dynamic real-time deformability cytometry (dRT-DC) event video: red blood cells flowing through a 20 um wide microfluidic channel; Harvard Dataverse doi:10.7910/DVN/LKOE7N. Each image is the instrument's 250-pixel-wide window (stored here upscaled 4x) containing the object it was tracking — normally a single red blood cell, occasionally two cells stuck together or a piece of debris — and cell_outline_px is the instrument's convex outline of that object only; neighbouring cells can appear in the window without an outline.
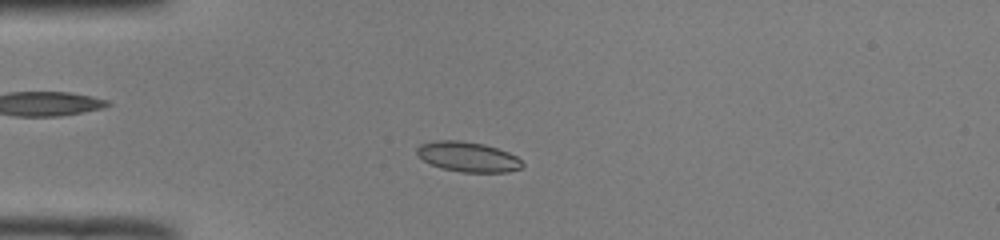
{"species": "common noctule bat (a hibernating species)", "species_latin": "Nyctalus noctula", "temperature_condition": "room temperature", "stored_images_in_passage": 46, "camera_frame_rate_fps": 3000, "um_per_image_px": 0.085, "animal": {"sex": "male", "body_mass_g": 19.0, "forearm_length_mm": 50.8}, "frame": {"image": 1, "passage_image": 9, "time_ms": 2.667, "image_size_px": [1000, 240], "cell_outline_px": [[524, 164], [520, 168], [508, 172], [460, 172], [440, 168], [424, 160], [416, 152], [416, 148], [420, 144], [436, 140], [460, 140], [484, 144], [508, 152], [516, 156]], "centroid_in_image_um": [39.76, 13.32], "position_along_channel_um": 45.2, "area_um2": 18.38}}
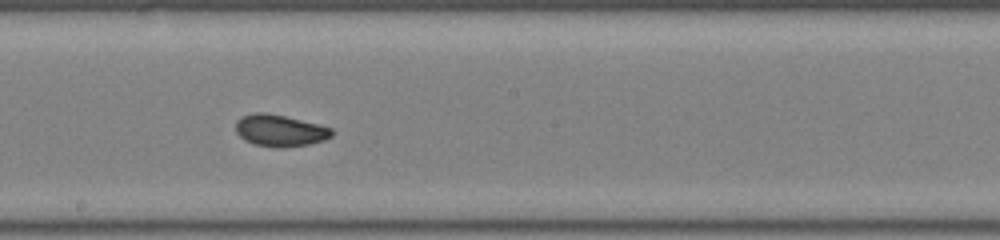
{"frame": {"image": 2, "passage_image": 24, "time_ms": 7.667, "image_size_px": [1000, 240], "cell_outline_px": [[332, 136], [324, 140], [308, 144], [280, 148], [276, 148], [252, 144], [244, 140], [236, 132], [236, 120], [240, 116], [256, 112], [268, 112], [332, 128]], "centroid_in_image_um": [23.74, 11.1], "position_along_channel_um": 224.5, "area_um2": 17.8}}
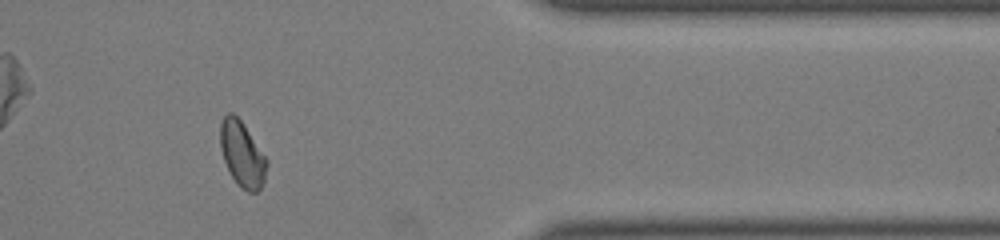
{"frame": {"image": 3, "passage_image": 38, "time_ms": 12.333, "image_size_px": [1000, 240], "cell_outline_px": [[268, 164], [264, 180], [260, 188], [256, 192], [248, 192], [240, 188], [236, 184], [224, 160], [220, 148], [220, 124], [224, 116], [228, 112], [232, 112], [240, 120], [268, 160]], "centroid_in_image_um": [20.58, 13.12], "position_along_channel_um": 390.8, "area_um2": 17.57}, "authors_computed_cell_mechanics": {"area_um2": 17.7446, "velocity_mm_per_s": 3.9887, "shape_relaxation_time_tau1_ms": null, "shape_relaxation_time_tau2_ms": 1.1676, "deformation_change_tau1": null, "deformation_change_tau2": 0.0471}}